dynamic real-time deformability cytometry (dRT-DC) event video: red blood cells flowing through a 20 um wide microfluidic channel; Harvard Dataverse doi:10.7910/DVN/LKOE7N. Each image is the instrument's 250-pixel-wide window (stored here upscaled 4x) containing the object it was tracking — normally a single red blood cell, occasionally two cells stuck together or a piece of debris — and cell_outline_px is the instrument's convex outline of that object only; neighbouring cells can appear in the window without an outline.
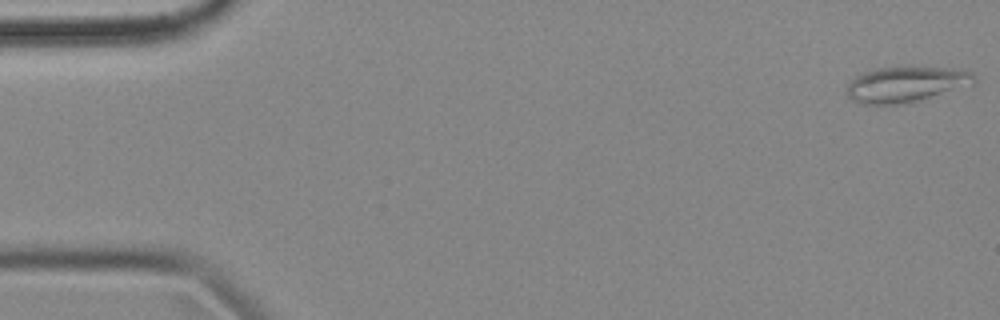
{"species": "common noctule bat (a hibernating species)", "species_latin": "Nyctalus noctula", "temperature_condition": "cold", "stored_images_in_passage": 5, "camera_frame_rate_fps": 3000, "um_per_image_px": 0.085, "animal": {"sex": "female", "body_mass_g": 18.4}, "frame": {"image": 1, "passage_image": 1, "time_ms": 0.0, "image_size_px": [1000, 320], "cell_outline_px": [[976, 80], [972, 88], [908, 104], [864, 104], [852, 100], [848, 96], [848, 84], [860, 72], [880, 68], [908, 64], [912, 64], [952, 68], [972, 72]], "centroid_in_image_um": [77.15, 7.14], "position_along_channel_um": 7.8, "area_um2": 28.09}}